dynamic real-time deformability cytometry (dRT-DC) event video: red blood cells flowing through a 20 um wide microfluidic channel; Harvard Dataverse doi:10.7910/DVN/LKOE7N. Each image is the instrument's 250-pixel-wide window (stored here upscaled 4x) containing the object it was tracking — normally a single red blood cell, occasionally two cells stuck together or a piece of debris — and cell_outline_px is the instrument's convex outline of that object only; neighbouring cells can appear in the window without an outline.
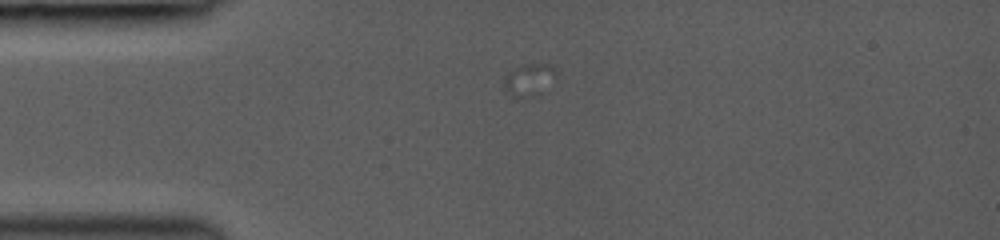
{"species": "common noctule bat (a hibernating species)", "species_latin": "Nyctalus noctula", "temperature_condition": "room temperature", "stored_images_in_passage": 1, "camera_frame_rate_fps": 3000, "um_per_image_px": 0.085, "animal": {"sex": "female", "body_mass_g": 19.0, "forearm_length_mm": 53.3}, "frame": {"image": 1, "passage_image": 1, "time_ms": 0.0, "image_size_px": [1000, 240], "cell_outline_px": [[556, 80], [536, 96], [524, 100], [516, 100], [504, 88], [504, 76], [508, 72], [524, 64], [552, 64], [556, 72]], "centroid_in_image_um": [44.98, 6.83], "position_along_channel_um": 40.0, "area_um2": 10.23}}